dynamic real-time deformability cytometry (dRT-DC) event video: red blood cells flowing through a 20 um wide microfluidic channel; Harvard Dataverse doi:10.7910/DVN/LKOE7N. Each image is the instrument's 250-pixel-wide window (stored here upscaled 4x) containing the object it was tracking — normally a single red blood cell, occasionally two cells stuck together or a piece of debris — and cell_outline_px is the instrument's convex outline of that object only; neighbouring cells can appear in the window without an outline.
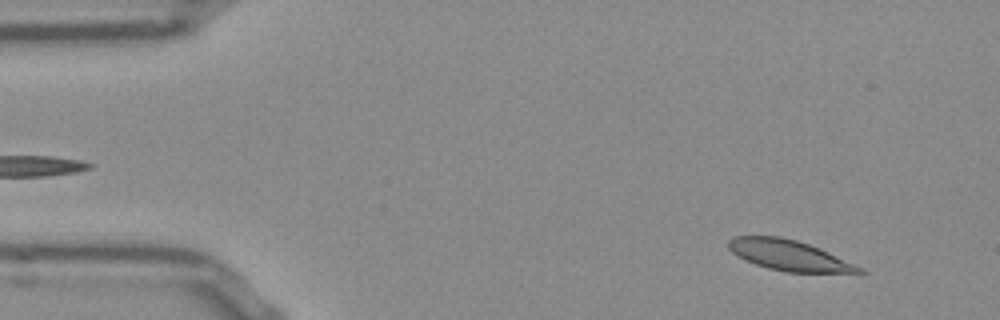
{"species": "Egyptian fruit bat (a non-hibernating species)", "species_latin": "Rousettus aegyptiacus", "temperature_condition": "room temperature", "stored_images_in_passage": 52, "camera_frame_rate_fps": 3000, "um_per_image_px": 0.085, "frame": {"image": 1, "passage_image": 4, "time_ms": 1.0, "image_size_px": [1000, 320], "cell_outline_px": [[868, 272], [784, 272], [768, 268], [744, 260], [732, 252], [728, 248], [728, 240], [736, 236], [780, 236], [796, 240], [808, 244], [864, 268]], "centroid_in_image_um": [67.02, 21.7], "position_along_channel_um": 18.0, "area_um2": 22.83}}
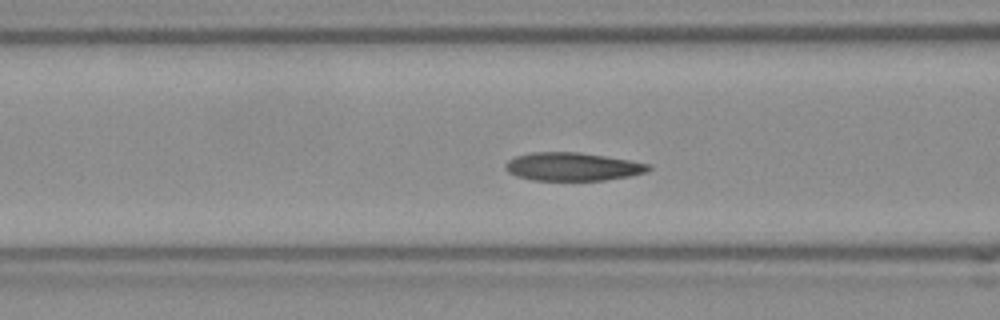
{"frame": {"image": 2, "passage_image": 19, "time_ms": 6.0, "image_size_px": [1000, 320], "cell_outline_px": [[652, 168], [648, 172], [628, 176], [604, 180], [532, 180], [516, 176], [508, 172], [504, 168], [504, 164], [508, 160], [516, 156], [532, 152], [576, 152], [604, 156], [628, 160], [648, 164]], "centroid_in_image_um": [48.63, 14.17], "position_along_channel_um": 118.0, "area_um2": 23.41}}
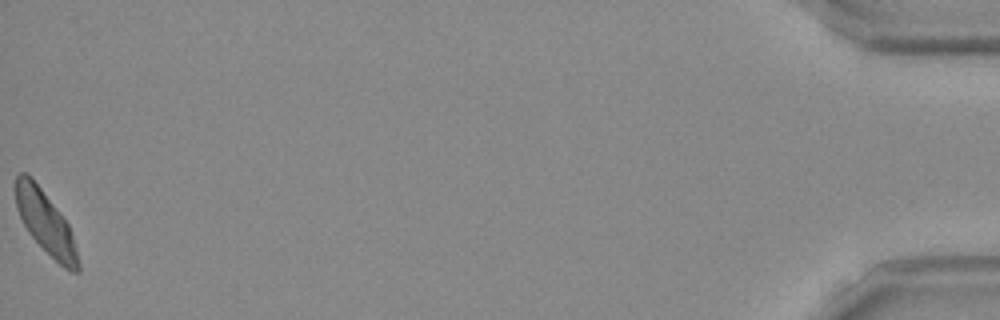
{"frame": {"image": 3, "passage_image": 52, "time_ms": 17.0, "image_size_px": [1000, 320], "cell_outline_px": [[80, 272], [72, 272], [64, 268], [28, 232], [16, 208], [16, 176], [20, 172], [28, 172], [32, 176], [68, 224], [76, 248], [80, 264]], "centroid_in_image_um": [3.87, 18.89], "position_along_channel_um": 431.3, "area_um2": 22.37}, "authors_computed_cell_mechanics": {"area_um2": 23.5824, "velocity_mm_per_s": 3.7974, "shape_relaxation_time_tau1_ms": 2.8378, "shape_relaxation_time_tau2_ms": 3.1046, "deformation_change_tau1": 0.0938, "deformation_change_tau2": 0.0921}}